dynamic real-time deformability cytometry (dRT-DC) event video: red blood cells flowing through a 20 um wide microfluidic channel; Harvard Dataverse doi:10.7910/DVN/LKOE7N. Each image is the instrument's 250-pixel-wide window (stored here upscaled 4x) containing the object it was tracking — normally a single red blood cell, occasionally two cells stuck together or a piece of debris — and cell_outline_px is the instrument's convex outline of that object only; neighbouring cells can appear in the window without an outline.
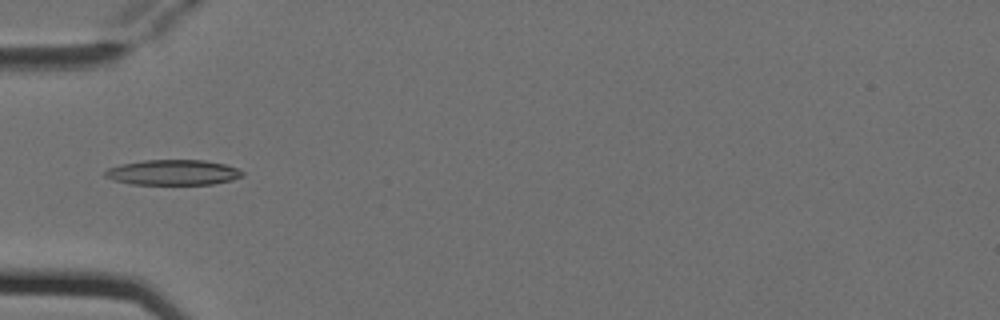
{"species": "Egyptian fruit bat (a non-hibernating species)", "species_latin": "Rousettus aegyptiacus", "temperature_condition": "cold", "stored_images_in_passage": 5, "camera_frame_rate_fps": 3000, "um_per_image_px": 0.085, "animal": {"sex": "female"}, "frame": {"image": 1, "passage_image": 5, "time_ms": 1.333, "image_size_px": [1000, 320], "cell_outline_px": [[244, 176], [232, 180], [212, 184], [132, 184], [112, 180], [104, 176], [104, 172], [108, 168], [120, 164], [144, 160], [204, 160], [224, 164], [236, 168], [244, 172]], "centroid_in_image_um": [14.7, 14.65], "position_along_channel_um": 70.3, "area_um2": 20.29}}